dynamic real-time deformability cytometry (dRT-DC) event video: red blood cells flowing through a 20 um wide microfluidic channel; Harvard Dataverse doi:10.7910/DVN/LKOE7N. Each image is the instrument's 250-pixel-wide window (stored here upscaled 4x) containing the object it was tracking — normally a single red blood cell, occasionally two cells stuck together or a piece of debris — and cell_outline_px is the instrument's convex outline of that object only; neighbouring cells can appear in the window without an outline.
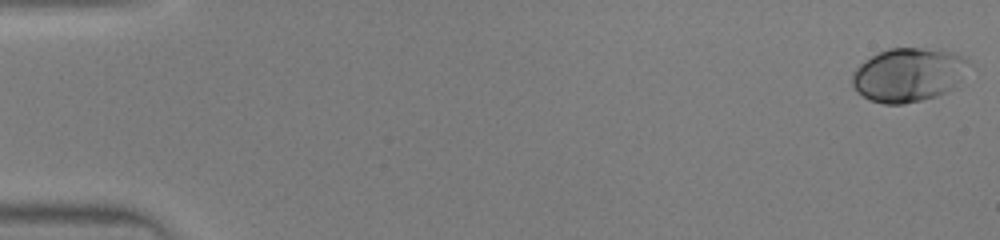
{"species": "human", "species_latin": "Homo sapiens", "temperature_condition": "warm", "stored_images_in_passage": 14, "camera_frame_rate_fps": 3000, "um_per_image_px": 0.085, "donor": {"sex": "male"}, "frame": {"image": 1, "passage_image": 1, "time_ms": 0.0, "image_size_px": [1000, 240], "cell_outline_px": [[968, 60], [960, 80], [956, 88], [948, 92], [936, 96], [904, 104], [884, 104], [872, 100], [864, 96], [852, 84], [852, 72], [864, 60], [888, 48], [940, 48], [956, 52]], "centroid_in_image_um": [77.23, 6.34], "position_along_channel_um": 7.8, "area_um2": 36.53}}
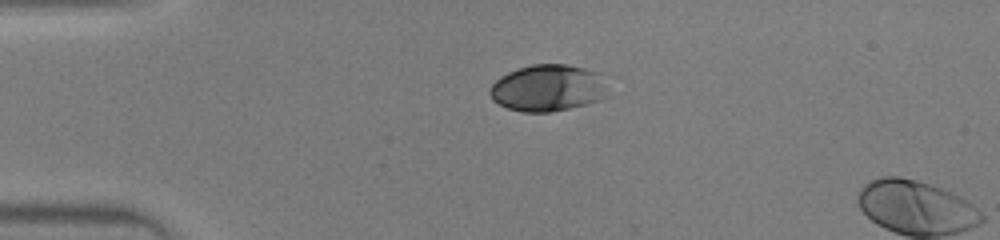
{"frame": {"image": 2, "passage_image": 11, "time_ms": 3.333, "image_size_px": [1000, 240], "cell_outline_px": [[608, 96], [584, 104], [552, 112], [524, 112], [508, 108], [492, 100], [488, 92], [488, 88], [500, 76], [508, 72], [532, 64], [564, 64], [584, 68], [596, 72]], "centroid_in_image_um": [46.48, 7.48], "position_along_channel_um": 38.5, "area_um2": 31.62}}